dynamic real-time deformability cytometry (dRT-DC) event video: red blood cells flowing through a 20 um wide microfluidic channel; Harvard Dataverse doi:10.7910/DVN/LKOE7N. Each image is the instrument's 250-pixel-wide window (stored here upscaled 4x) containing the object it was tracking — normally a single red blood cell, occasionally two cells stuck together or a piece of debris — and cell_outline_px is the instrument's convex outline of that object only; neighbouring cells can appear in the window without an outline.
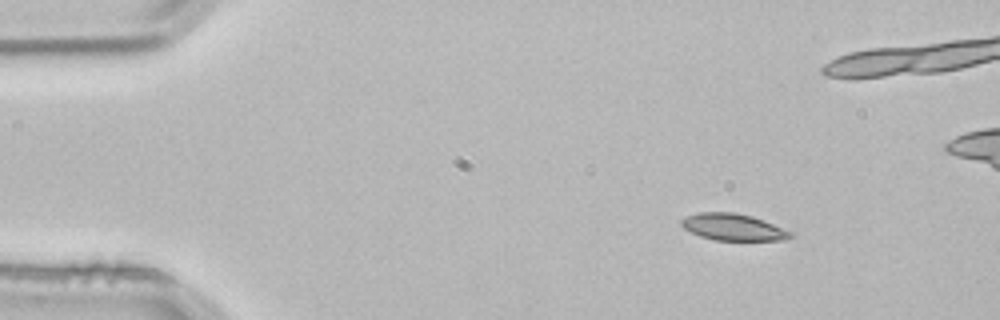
{"species": "common noctule bat (a hibernating species)", "species_latin": "Nyctalus noctula", "temperature_condition": "room temperature", "stored_images_in_passage": 3, "camera_frame_rate_fps": 3000, "um_per_image_px": 0.085, "animal": {"sex": "male", "body_mass_g": 21.5, "forearm_length_mm": 52.0}, "frame": {"image": 1, "passage_image": 1, "time_ms": 0.0, "image_size_px": [1000, 320], "cell_outline_px": [[792, 236], [784, 240], [712, 240], [700, 236], [684, 228], [680, 224], [680, 220], [684, 216], [696, 212], [736, 212], [752, 216], [792, 232]], "centroid_in_image_um": [62.25, 19.29], "position_along_channel_um": 22.7, "area_um2": 16.99}}